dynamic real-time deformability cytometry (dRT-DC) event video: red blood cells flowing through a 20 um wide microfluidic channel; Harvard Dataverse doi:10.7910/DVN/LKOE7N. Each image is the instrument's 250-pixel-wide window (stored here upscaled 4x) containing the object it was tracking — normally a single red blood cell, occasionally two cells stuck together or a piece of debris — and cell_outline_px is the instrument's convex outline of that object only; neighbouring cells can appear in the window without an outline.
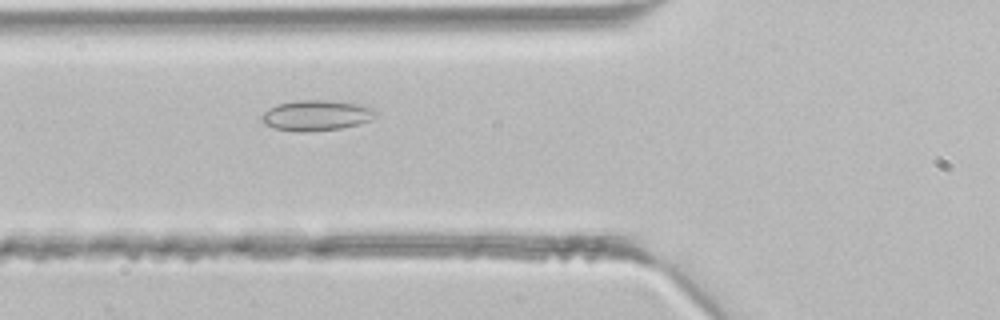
{"species": "common noctule bat (a hibernating species)", "species_latin": "Nyctalus noctula", "temperature_condition": "room temperature", "stored_images_in_passage": 31, "camera_frame_rate_fps": 3000, "um_per_image_px": 0.085, "animal": {"sex": "male", "body_mass_g": 21.5, "forearm_length_mm": 52.0}, "frame": {"image": 1, "passage_image": 4, "time_ms": 1.0, "image_size_px": [1000, 320], "cell_outline_px": [[380, 112], [376, 116], [368, 120], [356, 124], [340, 128], [304, 132], [296, 132], [276, 128], [264, 124], [260, 120], [260, 116], [268, 108], [276, 104], [296, 100], [324, 100], [364, 104], [376, 108]], "centroid_in_image_um": [26.9, 9.79], "position_along_channel_um": 98.9, "area_um2": 20.52}}
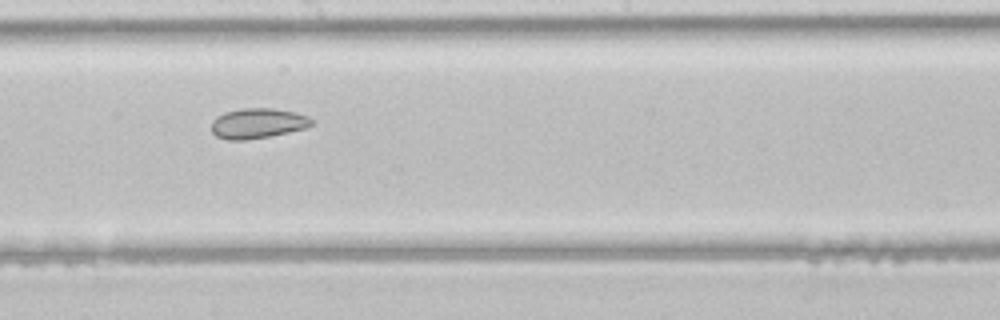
{"frame": {"image": 2, "passage_image": 12, "time_ms": 3.667, "image_size_px": [1000, 320], "cell_outline_px": [[316, 120], [312, 124], [304, 128], [288, 132], [248, 140], [228, 140], [216, 136], [212, 132], [212, 120], [216, 116], [224, 112], [244, 108], [272, 108], [296, 112], [308, 116]], "centroid_in_image_um": [21.9, 10.47], "position_along_channel_um": 226.3, "area_um2": 17.69}}
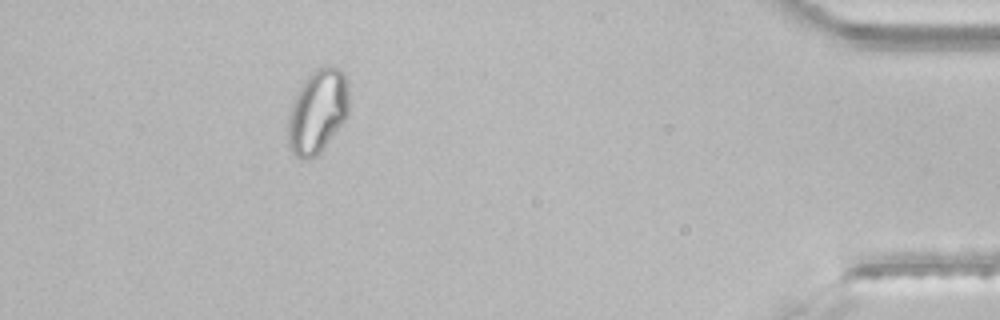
{"frame": {"image": 3, "passage_image": 27, "time_ms": 8.667, "image_size_px": [1000, 320], "cell_outline_px": [[348, 116], [320, 152], [316, 156], [308, 160], [304, 160], [292, 156], [288, 148], [288, 116], [292, 104], [300, 84], [316, 68], [324, 64], [340, 68], [344, 72], [348, 92]], "centroid_in_image_um": [26.97, 9.48], "position_along_channel_um": 408.2, "area_um2": 30.17}}